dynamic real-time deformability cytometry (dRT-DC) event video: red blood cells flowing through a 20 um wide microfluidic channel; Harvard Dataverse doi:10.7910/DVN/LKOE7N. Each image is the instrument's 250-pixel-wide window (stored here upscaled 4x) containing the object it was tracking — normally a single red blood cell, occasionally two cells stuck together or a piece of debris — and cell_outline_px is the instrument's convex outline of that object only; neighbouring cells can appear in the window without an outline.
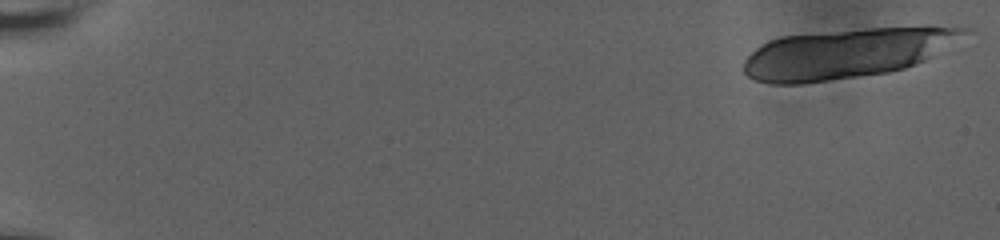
{"species": "human", "species_latin": "Homo sapiens", "temperature_condition": "room temperature", "stored_images_in_passage": 25, "camera_frame_rate_fps": 3000, "um_per_image_px": 0.085, "donor": {"sex": "male"}, "frame": {"image": 1, "passage_image": 1, "time_ms": 0.0, "image_size_px": [1000, 240], "cell_outline_px": [[968, 28], [964, 32], [932, 56], [924, 60], [904, 68], [888, 72], [804, 84], [772, 84], [756, 80], [748, 76], [744, 72], [744, 60], [756, 48], [768, 40], [780, 36], [868, 28], [928, 24], [932, 24]], "centroid_in_image_um": [71.9, 4.51], "position_along_channel_um": 13.1, "area_um2": 63.75}}
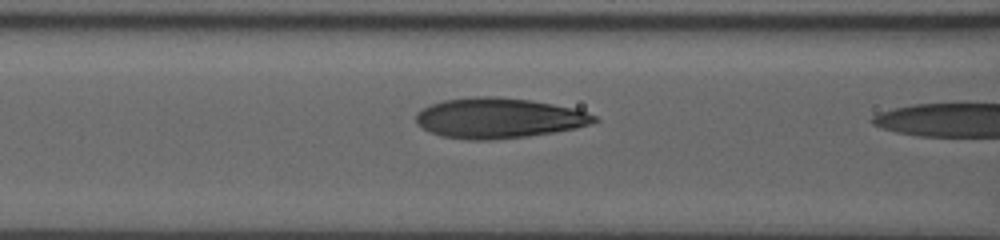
{"frame": {"image": 2, "passage_image": 24, "time_ms": 7.667, "image_size_px": [1000, 240], "cell_outline_px": [[600, 120], [592, 124], [576, 128], [528, 136], [488, 140], [468, 140], [440, 136], [428, 132], [416, 124], [416, 112], [432, 104], [444, 100], [476, 96], [492, 96], [528, 100], [576, 108], [596, 116]], "centroid_in_image_um": [42.37, 10.04], "position_along_channel_um": 124.2, "area_um2": 41.91}}